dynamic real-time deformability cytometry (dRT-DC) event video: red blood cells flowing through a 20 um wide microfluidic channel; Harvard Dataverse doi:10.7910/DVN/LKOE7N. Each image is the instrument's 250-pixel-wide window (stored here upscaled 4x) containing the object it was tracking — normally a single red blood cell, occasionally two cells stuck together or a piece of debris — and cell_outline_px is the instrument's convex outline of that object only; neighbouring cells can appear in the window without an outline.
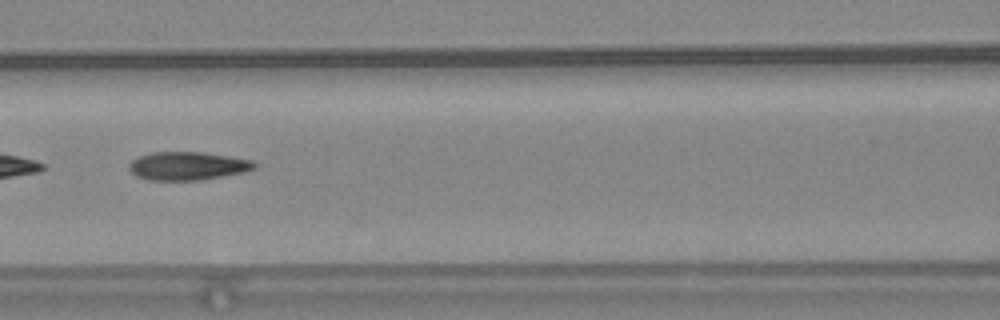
{"species": "common noctule bat (a hibernating species)", "species_latin": "Nyctalus noctula", "temperature_condition": "warm", "stored_images_in_passage": 50, "camera_frame_rate_fps": 3000, "um_per_image_px": 0.085, "animal": {"sex": "female", "body_mass_g": 24.6, "forearm_length_mm": 56.2}, "frame": {"image": 1, "passage_image": 21, "time_ms": 6.667, "image_size_px": [1000, 320], "cell_outline_px": [[256, 168], [244, 172], [200, 180], [148, 180], [136, 176], [128, 168], [128, 164], [132, 160], [140, 156], [152, 152], [200, 152], [228, 156], [252, 160], [256, 164]], "centroid_in_image_um": [15.93, 14.1], "position_along_channel_um": 150.7, "area_um2": 20.58}, "authors_computed_cell_mechanics": {"area_um2": 21.1259, "velocity_mm_per_s": 3.8329, "shape_relaxation_time_tau1_ms": 10.9772, "shape_relaxation_time_tau2_ms": 2.2443, "deformation_change_tau1": 0.2985, "deformation_change_tau2": 0.111}}